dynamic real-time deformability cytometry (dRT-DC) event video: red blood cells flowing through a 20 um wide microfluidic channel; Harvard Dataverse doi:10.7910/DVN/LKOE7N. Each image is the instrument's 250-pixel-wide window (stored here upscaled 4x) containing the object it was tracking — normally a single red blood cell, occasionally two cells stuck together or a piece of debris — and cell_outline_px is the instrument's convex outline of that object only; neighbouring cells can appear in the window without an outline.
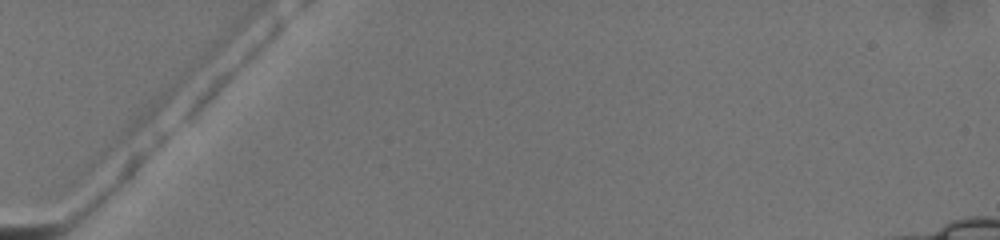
{"species": "common noctule bat (a hibernating species)", "species_latin": "Nyctalus noctula", "temperature_condition": "warm", "stored_images_in_passage": 3, "camera_frame_rate_fps": 3000, "um_per_image_px": 0.085, "animal": {"sex": "female", "body_mass_g": 19.5, "forearm_length_mm": 54.1}, "frame": {"image": 1, "passage_image": 1, "time_ms": 0.0, "image_size_px": [1000, 240], "cell_outline_px": [[192, 68], [184, 84], [148, 128], [76, 184], [68, 184], [68, 176], [72, 168], [180, 72], [188, 68]], "centroid_in_image_um": [10.92, 10.98], "position_along_channel_um": 74.1, "area_um2": 19.13}}